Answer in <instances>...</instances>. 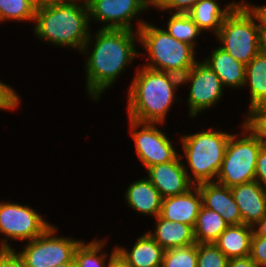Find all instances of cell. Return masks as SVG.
Here are the masks:
<instances>
[{"instance_id": "obj_1", "label": "cell", "mask_w": 266, "mask_h": 267, "mask_svg": "<svg viewBox=\"0 0 266 267\" xmlns=\"http://www.w3.org/2000/svg\"><path fill=\"white\" fill-rule=\"evenodd\" d=\"M96 31V32H95ZM80 53L85 59V88L88 98L98 103L103 94L115 87L121 76L141 58L138 31L96 29ZM95 32V33H94ZM127 69V70H126Z\"/></svg>"}, {"instance_id": "obj_2", "label": "cell", "mask_w": 266, "mask_h": 267, "mask_svg": "<svg viewBox=\"0 0 266 267\" xmlns=\"http://www.w3.org/2000/svg\"><path fill=\"white\" fill-rule=\"evenodd\" d=\"M92 27L85 0H56L36 8L33 35L46 45L82 52Z\"/></svg>"}, {"instance_id": "obj_3", "label": "cell", "mask_w": 266, "mask_h": 267, "mask_svg": "<svg viewBox=\"0 0 266 267\" xmlns=\"http://www.w3.org/2000/svg\"><path fill=\"white\" fill-rule=\"evenodd\" d=\"M136 65L133 79L126 89L128 118L141 123L166 124L173 105L181 103L182 97L177 96L178 91L164 71L147 68L141 63Z\"/></svg>"}, {"instance_id": "obj_4", "label": "cell", "mask_w": 266, "mask_h": 267, "mask_svg": "<svg viewBox=\"0 0 266 267\" xmlns=\"http://www.w3.org/2000/svg\"><path fill=\"white\" fill-rule=\"evenodd\" d=\"M214 125L179 136L180 157L189 180L194 184L215 182L222 166L228 139L233 133ZM182 150V151H181ZM182 152V153H181Z\"/></svg>"}, {"instance_id": "obj_5", "label": "cell", "mask_w": 266, "mask_h": 267, "mask_svg": "<svg viewBox=\"0 0 266 267\" xmlns=\"http://www.w3.org/2000/svg\"><path fill=\"white\" fill-rule=\"evenodd\" d=\"M156 25L152 21H146L138 30L139 47H142L140 56L146 59L141 65L157 71L194 66L200 58L198 51L191 45L173 38L163 26Z\"/></svg>"}, {"instance_id": "obj_6", "label": "cell", "mask_w": 266, "mask_h": 267, "mask_svg": "<svg viewBox=\"0 0 266 267\" xmlns=\"http://www.w3.org/2000/svg\"><path fill=\"white\" fill-rule=\"evenodd\" d=\"M258 38V18L242 0L225 17L215 35L216 44L245 65L259 53Z\"/></svg>"}, {"instance_id": "obj_7", "label": "cell", "mask_w": 266, "mask_h": 267, "mask_svg": "<svg viewBox=\"0 0 266 267\" xmlns=\"http://www.w3.org/2000/svg\"><path fill=\"white\" fill-rule=\"evenodd\" d=\"M240 131L228 139L221 169L215 180L229 188L255 180L256 161L263 146L258 138L242 122Z\"/></svg>"}, {"instance_id": "obj_8", "label": "cell", "mask_w": 266, "mask_h": 267, "mask_svg": "<svg viewBox=\"0 0 266 267\" xmlns=\"http://www.w3.org/2000/svg\"><path fill=\"white\" fill-rule=\"evenodd\" d=\"M38 209L11 200L0 201V249H14L12 241L25 243L42 235L51 225ZM2 236V237H1Z\"/></svg>"}, {"instance_id": "obj_9", "label": "cell", "mask_w": 266, "mask_h": 267, "mask_svg": "<svg viewBox=\"0 0 266 267\" xmlns=\"http://www.w3.org/2000/svg\"><path fill=\"white\" fill-rule=\"evenodd\" d=\"M58 229L52 224L42 235L23 243L22 249L14 248L24 267H56L74 258L75 248L83 239L58 235Z\"/></svg>"}, {"instance_id": "obj_10", "label": "cell", "mask_w": 266, "mask_h": 267, "mask_svg": "<svg viewBox=\"0 0 266 267\" xmlns=\"http://www.w3.org/2000/svg\"><path fill=\"white\" fill-rule=\"evenodd\" d=\"M128 125L136 157L145 170L172 161L179 155L177 144L174 145V139L164 129L166 124L141 123L128 118Z\"/></svg>"}, {"instance_id": "obj_11", "label": "cell", "mask_w": 266, "mask_h": 267, "mask_svg": "<svg viewBox=\"0 0 266 267\" xmlns=\"http://www.w3.org/2000/svg\"><path fill=\"white\" fill-rule=\"evenodd\" d=\"M90 24L98 29L138 31L147 21L140 15L150 12L147 0H85ZM138 18V19H137ZM134 22V24H133ZM93 23V24H92ZM136 25V26H135ZM135 26V27H134Z\"/></svg>"}, {"instance_id": "obj_12", "label": "cell", "mask_w": 266, "mask_h": 267, "mask_svg": "<svg viewBox=\"0 0 266 267\" xmlns=\"http://www.w3.org/2000/svg\"><path fill=\"white\" fill-rule=\"evenodd\" d=\"M188 85V97L184 100L188 107V118L191 120L216 107L225 97L221 80L202 59L194 64Z\"/></svg>"}, {"instance_id": "obj_13", "label": "cell", "mask_w": 266, "mask_h": 267, "mask_svg": "<svg viewBox=\"0 0 266 267\" xmlns=\"http://www.w3.org/2000/svg\"><path fill=\"white\" fill-rule=\"evenodd\" d=\"M145 171L146 177L162 198L183 194L194 186L188 178L180 155L172 161L150 166Z\"/></svg>"}, {"instance_id": "obj_14", "label": "cell", "mask_w": 266, "mask_h": 267, "mask_svg": "<svg viewBox=\"0 0 266 267\" xmlns=\"http://www.w3.org/2000/svg\"><path fill=\"white\" fill-rule=\"evenodd\" d=\"M242 223L254 226L266 214V189L256 180L230 188Z\"/></svg>"}, {"instance_id": "obj_15", "label": "cell", "mask_w": 266, "mask_h": 267, "mask_svg": "<svg viewBox=\"0 0 266 267\" xmlns=\"http://www.w3.org/2000/svg\"><path fill=\"white\" fill-rule=\"evenodd\" d=\"M125 190L124 202L133 212L151 219L160 215L163 198L145 175L132 181Z\"/></svg>"}, {"instance_id": "obj_16", "label": "cell", "mask_w": 266, "mask_h": 267, "mask_svg": "<svg viewBox=\"0 0 266 267\" xmlns=\"http://www.w3.org/2000/svg\"><path fill=\"white\" fill-rule=\"evenodd\" d=\"M202 206V195L197 185L187 192L162 199L160 216L166 220L194 227Z\"/></svg>"}, {"instance_id": "obj_17", "label": "cell", "mask_w": 266, "mask_h": 267, "mask_svg": "<svg viewBox=\"0 0 266 267\" xmlns=\"http://www.w3.org/2000/svg\"><path fill=\"white\" fill-rule=\"evenodd\" d=\"M202 60L215 72L226 90H243L246 70L244 63L235 60L219 46L212 48Z\"/></svg>"}, {"instance_id": "obj_18", "label": "cell", "mask_w": 266, "mask_h": 267, "mask_svg": "<svg viewBox=\"0 0 266 267\" xmlns=\"http://www.w3.org/2000/svg\"><path fill=\"white\" fill-rule=\"evenodd\" d=\"M197 186L201 192L204 207L217 212L229 225L242 224L239 208L229 187L217 182H203Z\"/></svg>"}, {"instance_id": "obj_19", "label": "cell", "mask_w": 266, "mask_h": 267, "mask_svg": "<svg viewBox=\"0 0 266 267\" xmlns=\"http://www.w3.org/2000/svg\"><path fill=\"white\" fill-rule=\"evenodd\" d=\"M116 251L130 267H161L164 249L147 231L136 237L131 248L115 244Z\"/></svg>"}, {"instance_id": "obj_20", "label": "cell", "mask_w": 266, "mask_h": 267, "mask_svg": "<svg viewBox=\"0 0 266 267\" xmlns=\"http://www.w3.org/2000/svg\"><path fill=\"white\" fill-rule=\"evenodd\" d=\"M241 0H230L225 5L219 0H201L187 13L203 33H218L225 17Z\"/></svg>"}, {"instance_id": "obj_21", "label": "cell", "mask_w": 266, "mask_h": 267, "mask_svg": "<svg viewBox=\"0 0 266 267\" xmlns=\"http://www.w3.org/2000/svg\"><path fill=\"white\" fill-rule=\"evenodd\" d=\"M154 219V229H148L147 232L164 250L196 243L192 226L166 220L160 215Z\"/></svg>"}, {"instance_id": "obj_22", "label": "cell", "mask_w": 266, "mask_h": 267, "mask_svg": "<svg viewBox=\"0 0 266 267\" xmlns=\"http://www.w3.org/2000/svg\"><path fill=\"white\" fill-rule=\"evenodd\" d=\"M253 234L252 226L243 223L229 225L214 244L228 259L247 257L250 256Z\"/></svg>"}, {"instance_id": "obj_23", "label": "cell", "mask_w": 266, "mask_h": 267, "mask_svg": "<svg viewBox=\"0 0 266 267\" xmlns=\"http://www.w3.org/2000/svg\"><path fill=\"white\" fill-rule=\"evenodd\" d=\"M249 89L250 101L246 113L252 108L266 106V56L258 53L245 70L243 89Z\"/></svg>"}, {"instance_id": "obj_24", "label": "cell", "mask_w": 266, "mask_h": 267, "mask_svg": "<svg viewBox=\"0 0 266 267\" xmlns=\"http://www.w3.org/2000/svg\"><path fill=\"white\" fill-rule=\"evenodd\" d=\"M108 239H94L79 243L74 251L76 267H108L109 260L117 253L114 246L109 252L106 250Z\"/></svg>"}, {"instance_id": "obj_25", "label": "cell", "mask_w": 266, "mask_h": 267, "mask_svg": "<svg viewBox=\"0 0 266 267\" xmlns=\"http://www.w3.org/2000/svg\"><path fill=\"white\" fill-rule=\"evenodd\" d=\"M229 224L217 212L201 206L193 227L196 243H214Z\"/></svg>"}, {"instance_id": "obj_26", "label": "cell", "mask_w": 266, "mask_h": 267, "mask_svg": "<svg viewBox=\"0 0 266 267\" xmlns=\"http://www.w3.org/2000/svg\"><path fill=\"white\" fill-rule=\"evenodd\" d=\"M165 22L166 24L163 28L173 38L191 45L195 50L197 49V45H199L198 37L204 33L187 13H170Z\"/></svg>"}, {"instance_id": "obj_27", "label": "cell", "mask_w": 266, "mask_h": 267, "mask_svg": "<svg viewBox=\"0 0 266 267\" xmlns=\"http://www.w3.org/2000/svg\"><path fill=\"white\" fill-rule=\"evenodd\" d=\"M36 7L30 0H0V24L9 22L34 24Z\"/></svg>"}, {"instance_id": "obj_28", "label": "cell", "mask_w": 266, "mask_h": 267, "mask_svg": "<svg viewBox=\"0 0 266 267\" xmlns=\"http://www.w3.org/2000/svg\"><path fill=\"white\" fill-rule=\"evenodd\" d=\"M161 267H197V243L165 250Z\"/></svg>"}, {"instance_id": "obj_29", "label": "cell", "mask_w": 266, "mask_h": 267, "mask_svg": "<svg viewBox=\"0 0 266 267\" xmlns=\"http://www.w3.org/2000/svg\"><path fill=\"white\" fill-rule=\"evenodd\" d=\"M228 258L214 243H197V267H227Z\"/></svg>"}, {"instance_id": "obj_30", "label": "cell", "mask_w": 266, "mask_h": 267, "mask_svg": "<svg viewBox=\"0 0 266 267\" xmlns=\"http://www.w3.org/2000/svg\"><path fill=\"white\" fill-rule=\"evenodd\" d=\"M243 115L245 119L242 122L266 147V106L252 108Z\"/></svg>"}, {"instance_id": "obj_31", "label": "cell", "mask_w": 266, "mask_h": 267, "mask_svg": "<svg viewBox=\"0 0 266 267\" xmlns=\"http://www.w3.org/2000/svg\"><path fill=\"white\" fill-rule=\"evenodd\" d=\"M21 95L13 88L12 85L0 80V110L15 111L21 106ZM19 107V108H18Z\"/></svg>"}, {"instance_id": "obj_32", "label": "cell", "mask_w": 266, "mask_h": 267, "mask_svg": "<svg viewBox=\"0 0 266 267\" xmlns=\"http://www.w3.org/2000/svg\"><path fill=\"white\" fill-rule=\"evenodd\" d=\"M192 71L193 66H183L179 68L165 70L164 73L166 74L168 81L178 91L180 87H183V85L184 89L185 86L188 87Z\"/></svg>"}, {"instance_id": "obj_33", "label": "cell", "mask_w": 266, "mask_h": 267, "mask_svg": "<svg viewBox=\"0 0 266 267\" xmlns=\"http://www.w3.org/2000/svg\"><path fill=\"white\" fill-rule=\"evenodd\" d=\"M250 257L258 266L266 265V238L253 234Z\"/></svg>"}, {"instance_id": "obj_34", "label": "cell", "mask_w": 266, "mask_h": 267, "mask_svg": "<svg viewBox=\"0 0 266 267\" xmlns=\"http://www.w3.org/2000/svg\"><path fill=\"white\" fill-rule=\"evenodd\" d=\"M201 0H168L160 9L158 13H188L191 8Z\"/></svg>"}, {"instance_id": "obj_35", "label": "cell", "mask_w": 266, "mask_h": 267, "mask_svg": "<svg viewBox=\"0 0 266 267\" xmlns=\"http://www.w3.org/2000/svg\"><path fill=\"white\" fill-rule=\"evenodd\" d=\"M0 267H24V264L14 249H0Z\"/></svg>"}, {"instance_id": "obj_36", "label": "cell", "mask_w": 266, "mask_h": 267, "mask_svg": "<svg viewBox=\"0 0 266 267\" xmlns=\"http://www.w3.org/2000/svg\"><path fill=\"white\" fill-rule=\"evenodd\" d=\"M255 180L266 189V147L262 146L256 161Z\"/></svg>"}, {"instance_id": "obj_37", "label": "cell", "mask_w": 266, "mask_h": 267, "mask_svg": "<svg viewBox=\"0 0 266 267\" xmlns=\"http://www.w3.org/2000/svg\"><path fill=\"white\" fill-rule=\"evenodd\" d=\"M257 16L259 21V27H266V4L256 5L253 4L250 0H242Z\"/></svg>"}, {"instance_id": "obj_38", "label": "cell", "mask_w": 266, "mask_h": 267, "mask_svg": "<svg viewBox=\"0 0 266 267\" xmlns=\"http://www.w3.org/2000/svg\"><path fill=\"white\" fill-rule=\"evenodd\" d=\"M227 267H260L250 256L228 259Z\"/></svg>"}, {"instance_id": "obj_39", "label": "cell", "mask_w": 266, "mask_h": 267, "mask_svg": "<svg viewBox=\"0 0 266 267\" xmlns=\"http://www.w3.org/2000/svg\"><path fill=\"white\" fill-rule=\"evenodd\" d=\"M259 53L266 56V27H259Z\"/></svg>"}, {"instance_id": "obj_40", "label": "cell", "mask_w": 266, "mask_h": 267, "mask_svg": "<svg viewBox=\"0 0 266 267\" xmlns=\"http://www.w3.org/2000/svg\"><path fill=\"white\" fill-rule=\"evenodd\" d=\"M253 230L257 236L266 238V214L253 226Z\"/></svg>"}, {"instance_id": "obj_41", "label": "cell", "mask_w": 266, "mask_h": 267, "mask_svg": "<svg viewBox=\"0 0 266 267\" xmlns=\"http://www.w3.org/2000/svg\"><path fill=\"white\" fill-rule=\"evenodd\" d=\"M108 267H130L118 253H116L110 260Z\"/></svg>"}, {"instance_id": "obj_42", "label": "cell", "mask_w": 266, "mask_h": 267, "mask_svg": "<svg viewBox=\"0 0 266 267\" xmlns=\"http://www.w3.org/2000/svg\"><path fill=\"white\" fill-rule=\"evenodd\" d=\"M168 0H147L148 7L152 9H160Z\"/></svg>"}, {"instance_id": "obj_43", "label": "cell", "mask_w": 266, "mask_h": 267, "mask_svg": "<svg viewBox=\"0 0 266 267\" xmlns=\"http://www.w3.org/2000/svg\"><path fill=\"white\" fill-rule=\"evenodd\" d=\"M30 1L37 8V7H40V6H44V5H48V4L54 3L56 0H30Z\"/></svg>"}, {"instance_id": "obj_44", "label": "cell", "mask_w": 266, "mask_h": 267, "mask_svg": "<svg viewBox=\"0 0 266 267\" xmlns=\"http://www.w3.org/2000/svg\"><path fill=\"white\" fill-rule=\"evenodd\" d=\"M56 267H76V263H75V260L74 258L70 261V262H66V263H63V264H59L58 266Z\"/></svg>"}]
</instances>
